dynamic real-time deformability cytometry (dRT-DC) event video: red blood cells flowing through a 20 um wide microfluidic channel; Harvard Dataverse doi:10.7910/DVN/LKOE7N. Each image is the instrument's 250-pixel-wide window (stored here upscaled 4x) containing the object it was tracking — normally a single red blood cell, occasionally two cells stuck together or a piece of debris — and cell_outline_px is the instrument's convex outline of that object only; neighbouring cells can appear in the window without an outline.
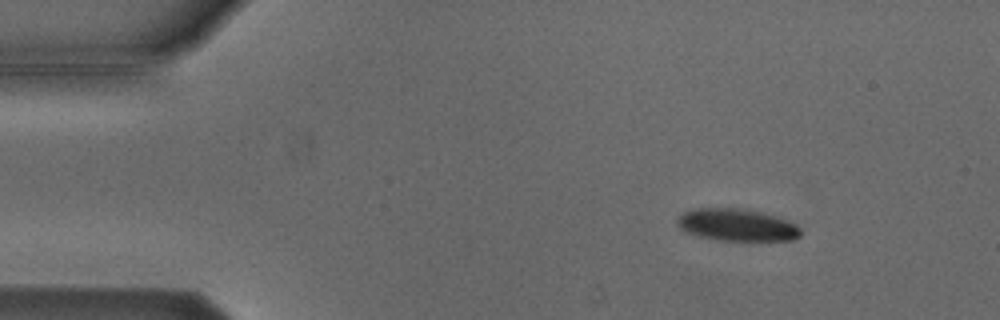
{"species": "Egyptian fruit bat (a non-hibernating species)", "species_latin": "Rousettus aegyptiacus", "temperature_condition": "cold", "stored_images_in_passage": 4, "camera_frame_rate_fps": 3000, "um_per_image_px": 0.085, "animal": {"sex": "male"}, "frame": {"image": 1, "passage_image": 1, "time_ms": 0.0, "image_size_px": [1000, 320], "cell_outline_px": [[800, 236], [792, 240], [716, 240], [696, 236], [684, 232], [676, 224], [676, 220], [684, 212], [696, 208], [744, 208], [760, 212], [788, 220], [796, 224], [800, 228]], "centroid_in_image_um": [62.6, 19.12], "position_along_channel_um": 22.4, "area_um2": 23.24}}